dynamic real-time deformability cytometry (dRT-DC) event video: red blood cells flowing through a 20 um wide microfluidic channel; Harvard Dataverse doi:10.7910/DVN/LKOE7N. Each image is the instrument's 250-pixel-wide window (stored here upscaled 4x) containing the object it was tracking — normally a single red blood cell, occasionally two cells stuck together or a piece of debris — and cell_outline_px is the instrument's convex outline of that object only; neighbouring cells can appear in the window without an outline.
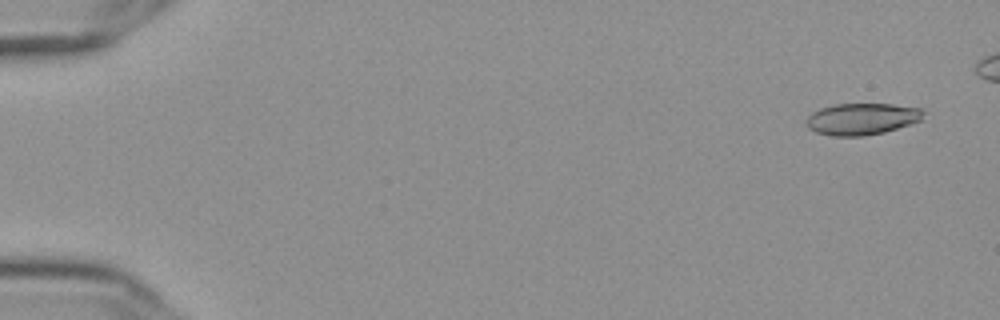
{"species": "Egyptian fruit bat (a non-hibernating species)", "species_latin": "Rousettus aegyptiacus", "temperature_condition": "cold", "stored_images_in_passage": 52, "camera_frame_rate_fps": 3000, "um_per_image_px": 0.085, "frame": {"image": 1, "passage_image": 3, "time_ms": 0.667, "image_size_px": [1000, 320], "cell_outline_px": [[924, 112], [920, 120], [884, 132], [864, 136], [832, 136], [816, 132], [808, 128], [804, 120], [812, 112], [820, 108], [836, 104], [892, 104], [920, 108]], "centroid_in_image_um": [73.2, 10.11], "position_along_channel_um": 11.8, "area_um2": 21.5}}
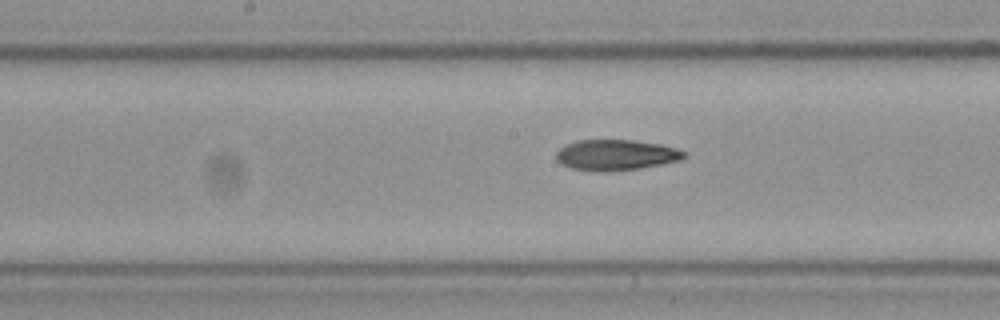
{"frame": {"image": 2, "passage_image": 30, "time_ms": 9.667, "image_size_px": [1000, 320], "cell_outline_px": [[684, 156], [680, 160], [660, 164], [636, 168], [572, 168], [556, 160], [556, 152], [560, 148], [576, 140], [632, 140], [660, 144], [676, 148], [684, 152]], "centroid_in_image_um": [52.37, 13.11], "position_along_channel_um": 195.8, "area_um2": 21.5}}
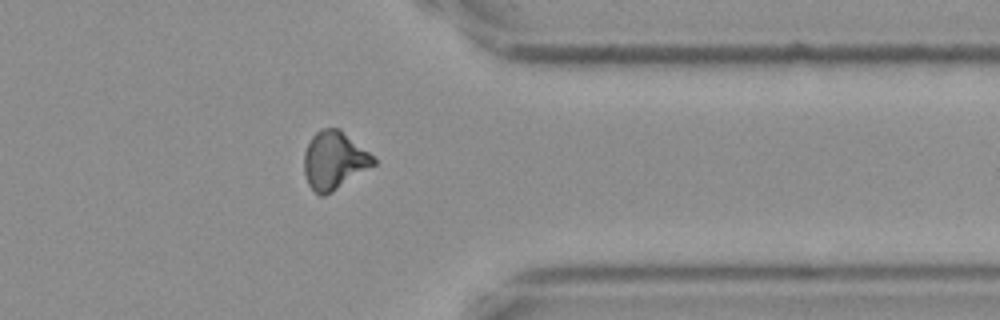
{"frame": {"image": 3, "passage_image": 46, "time_ms": 15.0, "image_size_px": [1000, 320], "cell_outline_px": [[376, 164], [332, 192], [324, 196], [320, 196], [308, 184], [304, 172], [304, 152], [312, 136], [320, 128], [340, 128], [376, 156]], "centroid_in_image_um": [28.43, 13.61], "position_along_channel_um": 383.0, "area_um2": 23.7}}